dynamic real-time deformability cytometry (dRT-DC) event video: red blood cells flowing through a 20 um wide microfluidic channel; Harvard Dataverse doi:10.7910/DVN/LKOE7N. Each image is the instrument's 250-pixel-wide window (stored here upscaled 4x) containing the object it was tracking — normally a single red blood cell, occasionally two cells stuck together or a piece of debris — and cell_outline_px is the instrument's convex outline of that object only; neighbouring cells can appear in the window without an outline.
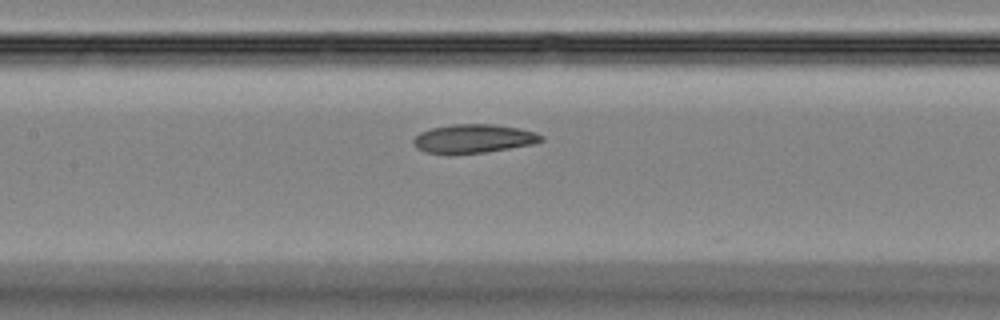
{"species": "Egyptian fruit bat (a non-hibernating species)", "species_latin": "Rousettus aegyptiacus", "temperature_condition": "room temperature", "stored_images_in_passage": 45, "camera_frame_rate_fps": 3000, "um_per_image_px": 0.085, "animal": {"sex": "female"}, "frame": {"image": 1, "passage_image": 21, "time_ms": 6.667, "image_size_px": [1000, 320], "cell_outline_px": [[544, 140], [532, 144], [484, 152], [448, 156], [424, 152], [416, 148], [412, 140], [420, 132], [432, 128], [452, 124], [496, 124], [520, 128], [536, 132], [544, 136]], "centroid_in_image_um": [40.21, 11.8], "position_along_channel_um": 167.2, "area_um2": 21.85}}
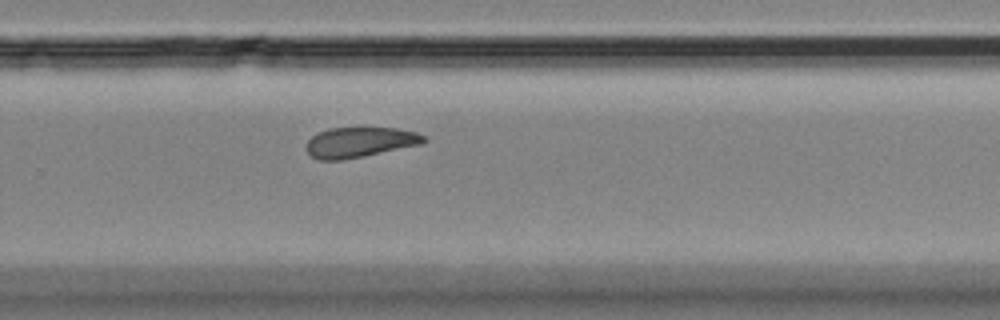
{"frame": {"image": 2, "passage_image": 30, "time_ms": 9.667, "image_size_px": [1000, 320], "cell_outline_px": [[428, 140], [420, 144], [364, 156], [344, 160], [320, 160], [312, 156], [304, 148], [308, 140], [312, 136], [328, 128], [364, 124], [396, 128], [416, 132], [424, 136]], "centroid_in_image_um": [30.56, 12.03], "position_along_channel_um": 299.2, "area_um2": 21.56}}
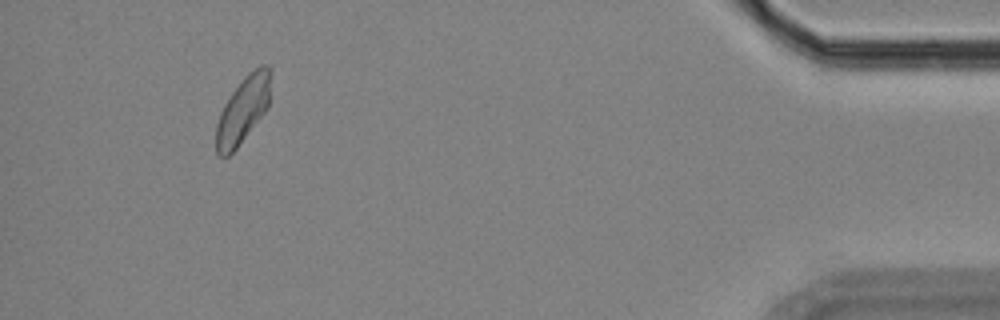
{"frame": {"image": 3, "passage_image": 42, "time_ms": 13.667, "image_size_px": [1000, 320], "cell_outline_px": [[272, 72], [268, 108], [236, 148], [228, 156], [216, 156], [216, 124], [220, 112], [224, 104], [232, 92], [244, 76], [248, 72], [260, 64], [268, 64], [272, 68]], "centroid_in_image_um": [20.68, 9.28], "position_along_channel_um": 414.5, "area_um2": 21.39}}